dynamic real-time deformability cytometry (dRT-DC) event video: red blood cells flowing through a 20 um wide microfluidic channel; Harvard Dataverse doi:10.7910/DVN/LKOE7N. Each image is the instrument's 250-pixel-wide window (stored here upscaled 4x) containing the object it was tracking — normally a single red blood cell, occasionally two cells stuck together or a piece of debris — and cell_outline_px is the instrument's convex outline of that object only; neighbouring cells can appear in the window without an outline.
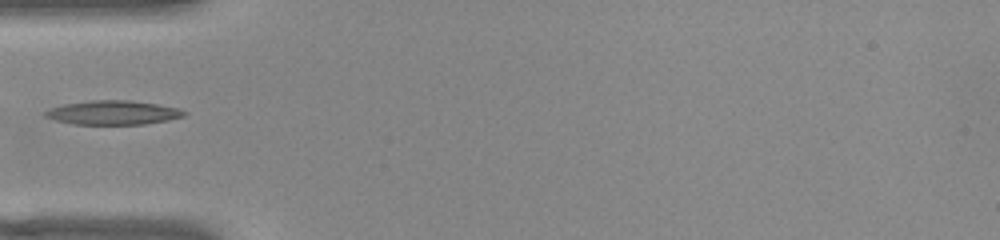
{"species": "common noctule bat (a hibernating species)", "species_latin": "Nyctalus noctula", "temperature_condition": "warm", "stored_images_in_passage": 34, "camera_frame_rate_fps": 3000, "um_per_image_px": 0.085, "animal": {"sex": "female", "body_mass_g": 22.0, "forearm_length_mm": 56.7}, "frame": {"image": 1, "passage_image": 1, "time_ms": 0.0, "image_size_px": [1000, 240], "cell_outline_px": [[188, 112], [184, 116], [168, 120], [144, 124], [76, 124], [56, 120], [44, 116], [44, 112], [52, 108], [64, 104], [92, 100], [128, 100], [156, 104], [176, 108]], "centroid_in_image_um": [9.62, 9.57], "position_along_channel_um": 75.4, "area_um2": 19.19}}
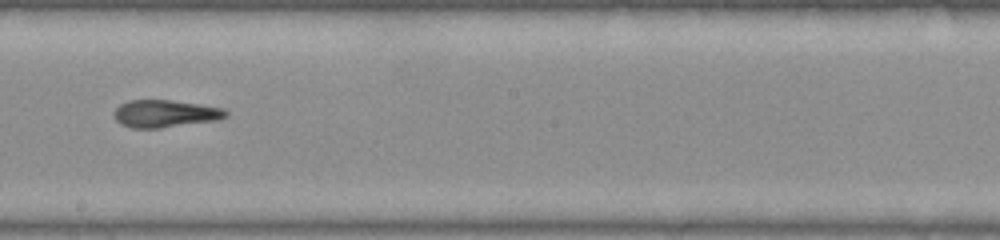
{"frame": {"image": 2, "passage_image": 13, "time_ms": 4.0, "image_size_px": [1000, 240], "cell_outline_px": [[228, 116], [216, 120], [160, 128], [132, 128], [120, 124], [116, 120], [116, 108], [120, 104], [128, 100], [168, 100], [224, 108], [228, 112]], "centroid_in_image_um": [14.03, 9.66], "position_along_channel_um": 234.2, "area_um2": 17.63}}
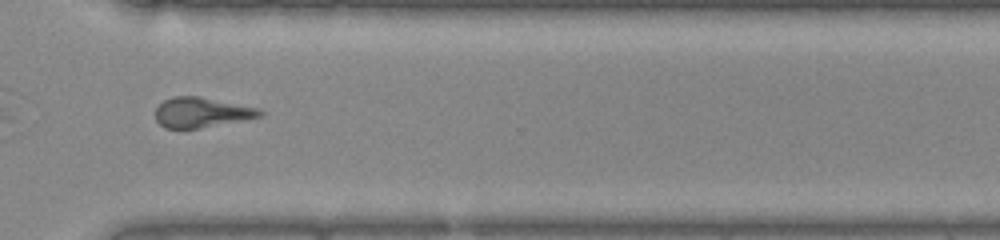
{"frame": {"image": 3, "passage_image": 22, "time_ms": 7.0, "image_size_px": [1000, 240], "cell_outline_px": [[264, 116], [196, 128], [164, 128], [156, 120], [156, 108], [164, 100], [172, 96], [200, 96], [260, 108], [264, 112]], "centroid_in_image_um": [17.14, 9.54], "position_along_channel_um": 353.5, "area_um2": 18.21}}